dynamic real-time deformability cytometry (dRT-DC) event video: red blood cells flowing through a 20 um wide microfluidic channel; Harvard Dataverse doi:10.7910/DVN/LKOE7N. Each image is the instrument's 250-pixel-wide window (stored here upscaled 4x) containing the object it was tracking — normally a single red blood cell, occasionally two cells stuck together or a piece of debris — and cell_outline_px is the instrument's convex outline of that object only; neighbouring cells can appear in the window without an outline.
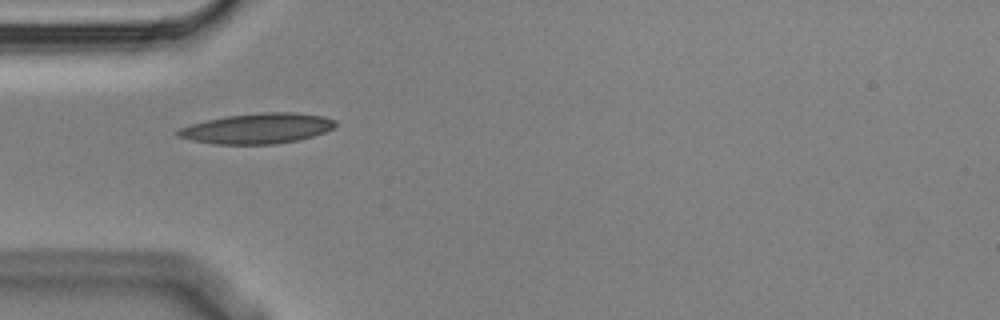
{"species": "Egyptian fruit bat (a non-hibernating species)", "species_latin": "Rousettus aegyptiacus", "temperature_condition": "cold", "stored_images_in_passage": 2, "camera_frame_rate_fps": 3000, "um_per_image_px": 0.085, "animal": {"sex": "male"}, "frame": {"image": 1, "passage_image": 1, "time_ms": 0.0, "image_size_px": [1000, 320], "cell_outline_px": [[336, 124], [332, 128], [324, 132], [300, 140], [276, 144], [216, 144], [192, 140], [176, 136], [176, 132], [180, 128], [192, 124], [208, 120], [228, 116], [264, 112], [296, 112], [324, 116], [336, 120]], "centroid_in_image_um": [21.91, 10.92], "position_along_channel_um": 63.1, "area_um2": 27.69}}
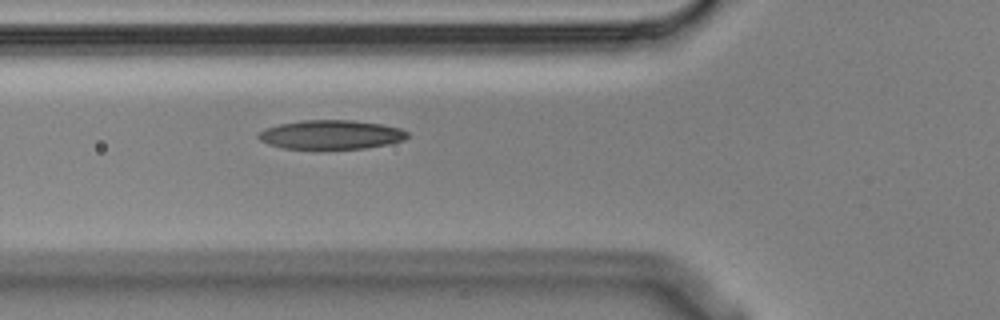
{"frame": {"image": 2, "passage_image": 2, "time_ms": 0.333, "image_size_px": [1000, 320], "cell_outline_px": [[408, 136], [404, 140], [388, 144], [364, 148], [284, 148], [268, 144], [260, 140], [256, 136], [256, 132], [264, 128], [280, 124], [300, 120], [352, 120], [380, 124], [400, 128], [408, 132]], "centroid_in_image_um": [28.1, 11.43], "position_along_channel_um": 97.7, "area_um2": 25.14}}